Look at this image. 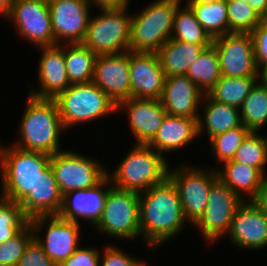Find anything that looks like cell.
I'll list each match as a JSON object with an SVG mask.
<instances>
[{"mask_svg":"<svg viewBox=\"0 0 267 266\" xmlns=\"http://www.w3.org/2000/svg\"><path fill=\"white\" fill-rule=\"evenodd\" d=\"M125 111L135 144H148L167 115L160 100L130 98L117 105V113Z\"/></svg>","mask_w":267,"mask_h":266,"instance_id":"21","label":"cell"},{"mask_svg":"<svg viewBox=\"0 0 267 266\" xmlns=\"http://www.w3.org/2000/svg\"><path fill=\"white\" fill-rule=\"evenodd\" d=\"M258 79L260 82L263 84L267 85V64L263 65L259 70H258Z\"/></svg>","mask_w":267,"mask_h":266,"instance_id":"47","label":"cell"},{"mask_svg":"<svg viewBox=\"0 0 267 266\" xmlns=\"http://www.w3.org/2000/svg\"><path fill=\"white\" fill-rule=\"evenodd\" d=\"M16 0H0V16L6 19L9 16L11 6Z\"/></svg>","mask_w":267,"mask_h":266,"instance_id":"46","label":"cell"},{"mask_svg":"<svg viewBox=\"0 0 267 266\" xmlns=\"http://www.w3.org/2000/svg\"><path fill=\"white\" fill-rule=\"evenodd\" d=\"M130 8L99 9L90 15L82 44L96 55L116 54L130 50Z\"/></svg>","mask_w":267,"mask_h":266,"instance_id":"7","label":"cell"},{"mask_svg":"<svg viewBox=\"0 0 267 266\" xmlns=\"http://www.w3.org/2000/svg\"><path fill=\"white\" fill-rule=\"evenodd\" d=\"M28 222L19 203L0 196V243L12 238Z\"/></svg>","mask_w":267,"mask_h":266,"instance_id":"36","label":"cell"},{"mask_svg":"<svg viewBox=\"0 0 267 266\" xmlns=\"http://www.w3.org/2000/svg\"><path fill=\"white\" fill-rule=\"evenodd\" d=\"M6 20L35 47L55 46L48 0H16Z\"/></svg>","mask_w":267,"mask_h":266,"instance_id":"13","label":"cell"},{"mask_svg":"<svg viewBox=\"0 0 267 266\" xmlns=\"http://www.w3.org/2000/svg\"><path fill=\"white\" fill-rule=\"evenodd\" d=\"M225 238L240 250H263L267 247V216L251 200L244 201L235 212Z\"/></svg>","mask_w":267,"mask_h":266,"instance_id":"17","label":"cell"},{"mask_svg":"<svg viewBox=\"0 0 267 266\" xmlns=\"http://www.w3.org/2000/svg\"><path fill=\"white\" fill-rule=\"evenodd\" d=\"M220 167L218 177L244 201L252 200L267 178L259 169L237 161H225Z\"/></svg>","mask_w":267,"mask_h":266,"instance_id":"26","label":"cell"},{"mask_svg":"<svg viewBox=\"0 0 267 266\" xmlns=\"http://www.w3.org/2000/svg\"><path fill=\"white\" fill-rule=\"evenodd\" d=\"M254 58L258 70L267 64V20H263L251 33Z\"/></svg>","mask_w":267,"mask_h":266,"instance_id":"42","label":"cell"},{"mask_svg":"<svg viewBox=\"0 0 267 266\" xmlns=\"http://www.w3.org/2000/svg\"><path fill=\"white\" fill-rule=\"evenodd\" d=\"M27 96L26 107L16 131L18 138L11 145L49 155L62 151L61 134L66 130L55 100Z\"/></svg>","mask_w":267,"mask_h":266,"instance_id":"2","label":"cell"},{"mask_svg":"<svg viewBox=\"0 0 267 266\" xmlns=\"http://www.w3.org/2000/svg\"><path fill=\"white\" fill-rule=\"evenodd\" d=\"M100 247L79 246L76 251L59 266H100Z\"/></svg>","mask_w":267,"mask_h":266,"instance_id":"40","label":"cell"},{"mask_svg":"<svg viewBox=\"0 0 267 266\" xmlns=\"http://www.w3.org/2000/svg\"><path fill=\"white\" fill-rule=\"evenodd\" d=\"M50 165L62 195L93 188L107 176L101 162L68 149L51 155Z\"/></svg>","mask_w":267,"mask_h":266,"instance_id":"10","label":"cell"},{"mask_svg":"<svg viewBox=\"0 0 267 266\" xmlns=\"http://www.w3.org/2000/svg\"><path fill=\"white\" fill-rule=\"evenodd\" d=\"M186 223L178 190L169 177L139 193L140 235L149 250L174 239Z\"/></svg>","mask_w":267,"mask_h":266,"instance_id":"1","label":"cell"},{"mask_svg":"<svg viewBox=\"0 0 267 266\" xmlns=\"http://www.w3.org/2000/svg\"><path fill=\"white\" fill-rule=\"evenodd\" d=\"M129 72L132 98L160 100L166 76L156 52L129 50Z\"/></svg>","mask_w":267,"mask_h":266,"instance_id":"18","label":"cell"},{"mask_svg":"<svg viewBox=\"0 0 267 266\" xmlns=\"http://www.w3.org/2000/svg\"><path fill=\"white\" fill-rule=\"evenodd\" d=\"M247 3L263 20H267V0H248Z\"/></svg>","mask_w":267,"mask_h":266,"instance_id":"45","label":"cell"},{"mask_svg":"<svg viewBox=\"0 0 267 266\" xmlns=\"http://www.w3.org/2000/svg\"><path fill=\"white\" fill-rule=\"evenodd\" d=\"M147 263V264H146ZM148 262L124 252L115 244H106L100 252V266H147Z\"/></svg>","mask_w":267,"mask_h":266,"instance_id":"39","label":"cell"},{"mask_svg":"<svg viewBox=\"0 0 267 266\" xmlns=\"http://www.w3.org/2000/svg\"><path fill=\"white\" fill-rule=\"evenodd\" d=\"M180 165L175 169L170 166L168 177L178 190L185 219L193 226L203 215L210 188L219 177L213 167Z\"/></svg>","mask_w":267,"mask_h":266,"instance_id":"9","label":"cell"},{"mask_svg":"<svg viewBox=\"0 0 267 266\" xmlns=\"http://www.w3.org/2000/svg\"><path fill=\"white\" fill-rule=\"evenodd\" d=\"M55 44L82 43L91 15L89 0H48Z\"/></svg>","mask_w":267,"mask_h":266,"instance_id":"15","label":"cell"},{"mask_svg":"<svg viewBox=\"0 0 267 266\" xmlns=\"http://www.w3.org/2000/svg\"><path fill=\"white\" fill-rule=\"evenodd\" d=\"M113 239H141L139 225V193L113 185L107 192L102 215L92 228Z\"/></svg>","mask_w":267,"mask_h":266,"instance_id":"8","label":"cell"},{"mask_svg":"<svg viewBox=\"0 0 267 266\" xmlns=\"http://www.w3.org/2000/svg\"><path fill=\"white\" fill-rule=\"evenodd\" d=\"M92 82L96 84L116 106L131 98L129 51L97 55Z\"/></svg>","mask_w":267,"mask_h":266,"instance_id":"16","label":"cell"},{"mask_svg":"<svg viewBox=\"0 0 267 266\" xmlns=\"http://www.w3.org/2000/svg\"><path fill=\"white\" fill-rule=\"evenodd\" d=\"M244 200L234 193L220 178L211 186L203 215L193 225L208 244L226 237L235 212Z\"/></svg>","mask_w":267,"mask_h":266,"instance_id":"12","label":"cell"},{"mask_svg":"<svg viewBox=\"0 0 267 266\" xmlns=\"http://www.w3.org/2000/svg\"><path fill=\"white\" fill-rule=\"evenodd\" d=\"M184 4L181 3L175 12L171 38L193 44H212L213 39L197 21L192 9Z\"/></svg>","mask_w":267,"mask_h":266,"instance_id":"33","label":"cell"},{"mask_svg":"<svg viewBox=\"0 0 267 266\" xmlns=\"http://www.w3.org/2000/svg\"><path fill=\"white\" fill-rule=\"evenodd\" d=\"M186 75L204 94H208L222 76L217 50L213 44L204 49Z\"/></svg>","mask_w":267,"mask_h":266,"instance_id":"30","label":"cell"},{"mask_svg":"<svg viewBox=\"0 0 267 266\" xmlns=\"http://www.w3.org/2000/svg\"><path fill=\"white\" fill-rule=\"evenodd\" d=\"M184 0H155L133 13L130 51L156 52L171 38L174 15Z\"/></svg>","mask_w":267,"mask_h":266,"instance_id":"6","label":"cell"},{"mask_svg":"<svg viewBox=\"0 0 267 266\" xmlns=\"http://www.w3.org/2000/svg\"><path fill=\"white\" fill-rule=\"evenodd\" d=\"M111 186L110 179L106 176L93 188L65 193L58 216L79 224L80 221H87L92 225L90 227H94L101 218L107 192Z\"/></svg>","mask_w":267,"mask_h":266,"instance_id":"20","label":"cell"},{"mask_svg":"<svg viewBox=\"0 0 267 266\" xmlns=\"http://www.w3.org/2000/svg\"><path fill=\"white\" fill-rule=\"evenodd\" d=\"M96 57L82 43L64 44V60L71 84L92 82Z\"/></svg>","mask_w":267,"mask_h":266,"instance_id":"29","label":"cell"},{"mask_svg":"<svg viewBox=\"0 0 267 266\" xmlns=\"http://www.w3.org/2000/svg\"><path fill=\"white\" fill-rule=\"evenodd\" d=\"M89 2L93 8L99 9H123L131 6V0H89Z\"/></svg>","mask_w":267,"mask_h":266,"instance_id":"43","label":"cell"},{"mask_svg":"<svg viewBox=\"0 0 267 266\" xmlns=\"http://www.w3.org/2000/svg\"><path fill=\"white\" fill-rule=\"evenodd\" d=\"M251 131L235 152L232 161L259 169L267 177V135Z\"/></svg>","mask_w":267,"mask_h":266,"instance_id":"34","label":"cell"},{"mask_svg":"<svg viewBox=\"0 0 267 266\" xmlns=\"http://www.w3.org/2000/svg\"><path fill=\"white\" fill-rule=\"evenodd\" d=\"M29 223L33 229L34 239L57 266L67 260L81 244L79 242L82 225L78 222L63 219L58 215H49L34 217Z\"/></svg>","mask_w":267,"mask_h":266,"instance_id":"11","label":"cell"},{"mask_svg":"<svg viewBox=\"0 0 267 266\" xmlns=\"http://www.w3.org/2000/svg\"><path fill=\"white\" fill-rule=\"evenodd\" d=\"M62 197L49 164L38 176L33 191L19 203V206L28 220L37 216L58 215Z\"/></svg>","mask_w":267,"mask_h":266,"instance_id":"23","label":"cell"},{"mask_svg":"<svg viewBox=\"0 0 267 266\" xmlns=\"http://www.w3.org/2000/svg\"><path fill=\"white\" fill-rule=\"evenodd\" d=\"M198 118L166 115L155 137L148 143L165 157V153H174L189 146L198 138Z\"/></svg>","mask_w":267,"mask_h":266,"instance_id":"24","label":"cell"},{"mask_svg":"<svg viewBox=\"0 0 267 266\" xmlns=\"http://www.w3.org/2000/svg\"><path fill=\"white\" fill-rule=\"evenodd\" d=\"M201 106L203 115L199 114L197 120L198 138L206 133L205 135L208 136L209 140L215 135L224 133L242 124L240 109L217 102L208 94H204Z\"/></svg>","mask_w":267,"mask_h":266,"instance_id":"25","label":"cell"},{"mask_svg":"<svg viewBox=\"0 0 267 266\" xmlns=\"http://www.w3.org/2000/svg\"><path fill=\"white\" fill-rule=\"evenodd\" d=\"M17 266H57L43 251L41 245L33 238Z\"/></svg>","mask_w":267,"mask_h":266,"instance_id":"41","label":"cell"},{"mask_svg":"<svg viewBox=\"0 0 267 266\" xmlns=\"http://www.w3.org/2000/svg\"><path fill=\"white\" fill-rule=\"evenodd\" d=\"M211 44H193L174 38L167 40L157 51L165 76L186 75L191 64Z\"/></svg>","mask_w":267,"mask_h":266,"instance_id":"27","label":"cell"},{"mask_svg":"<svg viewBox=\"0 0 267 266\" xmlns=\"http://www.w3.org/2000/svg\"><path fill=\"white\" fill-rule=\"evenodd\" d=\"M33 238V229L28 222L12 238L5 243H0V266H17L25 248Z\"/></svg>","mask_w":267,"mask_h":266,"instance_id":"38","label":"cell"},{"mask_svg":"<svg viewBox=\"0 0 267 266\" xmlns=\"http://www.w3.org/2000/svg\"><path fill=\"white\" fill-rule=\"evenodd\" d=\"M242 124L253 132H262L267 124V85L259 80L240 107Z\"/></svg>","mask_w":267,"mask_h":266,"instance_id":"31","label":"cell"},{"mask_svg":"<svg viewBox=\"0 0 267 266\" xmlns=\"http://www.w3.org/2000/svg\"><path fill=\"white\" fill-rule=\"evenodd\" d=\"M251 201L267 216V178Z\"/></svg>","mask_w":267,"mask_h":266,"instance_id":"44","label":"cell"},{"mask_svg":"<svg viewBox=\"0 0 267 266\" xmlns=\"http://www.w3.org/2000/svg\"><path fill=\"white\" fill-rule=\"evenodd\" d=\"M186 1L184 2L212 39L229 33L228 0Z\"/></svg>","mask_w":267,"mask_h":266,"instance_id":"28","label":"cell"},{"mask_svg":"<svg viewBox=\"0 0 267 266\" xmlns=\"http://www.w3.org/2000/svg\"><path fill=\"white\" fill-rule=\"evenodd\" d=\"M54 100L65 130L117 113L116 104L93 82L71 84Z\"/></svg>","mask_w":267,"mask_h":266,"instance_id":"5","label":"cell"},{"mask_svg":"<svg viewBox=\"0 0 267 266\" xmlns=\"http://www.w3.org/2000/svg\"><path fill=\"white\" fill-rule=\"evenodd\" d=\"M0 144V196L20 203L35 188L38 176L50 164L51 155Z\"/></svg>","mask_w":267,"mask_h":266,"instance_id":"4","label":"cell"},{"mask_svg":"<svg viewBox=\"0 0 267 266\" xmlns=\"http://www.w3.org/2000/svg\"><path fill=\"white\" fill-rule=\"evenodd\" d=\"M203 96L187 75L166 76L160 102L167 115L198 118Z\"/></svg>","mask_w":267,"mask_h":266,"instance_id":"22","label":"cell"},{"mask_svg":"<svg viewBox=\"0 0 267 266\" xmlns=\"http://www.w3.org/2000/svg\"><path fill=\"white\" fill-rule=\"evenodd\" d=\"M38 49L41 56L38 59L36 73L40 86L30 87L27 93L38 99H55L71 85L64 60V44Z\"/></svg>","mask_w":267,"mask_h":266,"instance_id":"19","label":"cell"},{"mask_svg":"<svg viewBox=\"0 0 267 266\" xmlns=\"http://www.w3.org/2000/svg\"><path fill=\"white\" fill-rule=\"evenodd\" d=\"M250 132L247 127L241 124L236 128L211 137L208 140V145L211 148V154H214V159L216 158L220 165L225 161L232 160L235 152Z\"/></svg>","mask_w":267,"mask_h":266,"instance_id":"35","label":"cell"},{"mask_svg":"<svg viewBox=\"0 0 267 266\" xmlns=\"http://www.w3.org/2000/svg\"><path fill=\"white\" fill-rule=\"evenodd\" d=\"M169 161L148 144H133L124 159L107 177L114 187L143 192L163 182L169 173Z\"/></svg>","mask_w":267,"mask_h":266,"instance_id":"3","label":"cell"},{"mask_svg":"<svg viewBox=\"0 0 267 266\" xmlns=\"http://www.w3.org/2000/svg\"><path fill=\"white\" fill-rule=\"evenodd\" d=\"M229 33H251L263 19L244 1H228Z\"/></svg>","mask_w":267,"mask_h":266,"instance_id":"37","label":"cell"},{"mask_svg":"<svg viewBox=\"0 0 267 266\" xmlns=\"http://www.w3.org/2000/svg\"><path fill=\"white\" fill-rule=\"evenodd\" d=\"M258 80V77L221 76L208 95L217 102L240 109Z\"/></svg>","mask_w":267,"mask_h":266,"instance_id":"32","label":"cell"},{"mask_svg":"<svg viewBox=\"0 0 267 266\" xmlns=\"http://www.w3.org/2000/svg\"><path fill=\"white\" fill-rule=\"evenodd\" d=\"M222 76L258 77L250 33L231 32L213 39Z\"/></svg>","mask_w":267,"mask_h":266,"instance_id":"14","label":"cell"},{"mask_svg":"<svg viewBox=\"0 0 267 266\" xmlns=\"http://www.w3.org/2000/svg\"><path fill=\"white\" fill-rule=\"evenodd\" d=\"M228 1H240V0H228ZM241 1L247 2L248 0H241Z\"/></svg>","mask_w":267,"mask_h":266,"instance_id":"48","label":"cell"}]
</instances>
